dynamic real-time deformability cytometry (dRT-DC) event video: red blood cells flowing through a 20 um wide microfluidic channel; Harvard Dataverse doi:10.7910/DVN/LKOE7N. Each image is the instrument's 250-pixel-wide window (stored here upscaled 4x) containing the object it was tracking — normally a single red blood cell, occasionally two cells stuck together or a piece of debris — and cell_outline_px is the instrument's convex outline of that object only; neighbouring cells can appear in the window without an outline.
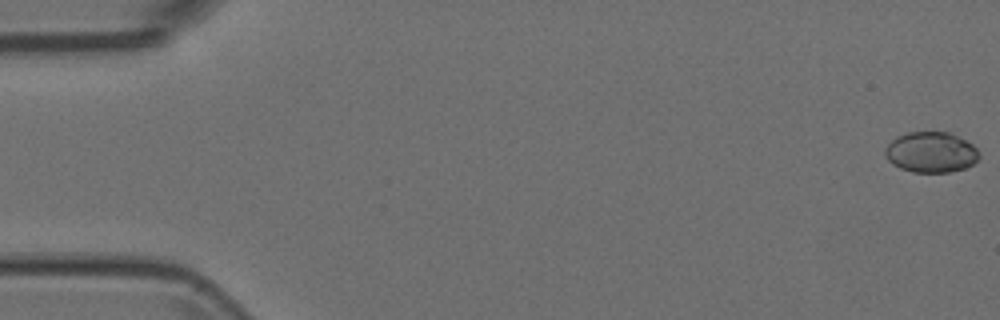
{"species": "Egyptian fruit bat (a non-hibernating species)", "species_latin": "Rousettus aegyptiacus", "temperature_condition": "room temperature", "stored_images_in_passage": 50, "camera_frame_rate_fps": 3000, "um_per_image_px": 0.085, "animal": {"sex": "female"}, "frame": {"image": 1, "passage_image": 1, "time_ms": 0.0, "image_size_px": [1000, 320], "cell_outline_px": [[980, 156], [972, 164], [964, 168], [948, 172], [912, 172], [900, 168], [892, 164], [884, 156], [884, 148], [896, 136], [908, 132], [948, 132], [972, 144], [980, 152]], "centroid_in_image_um": [79.1, 12.94], "position_along_channel_um": 5.9, "area_um2": 22.25}}
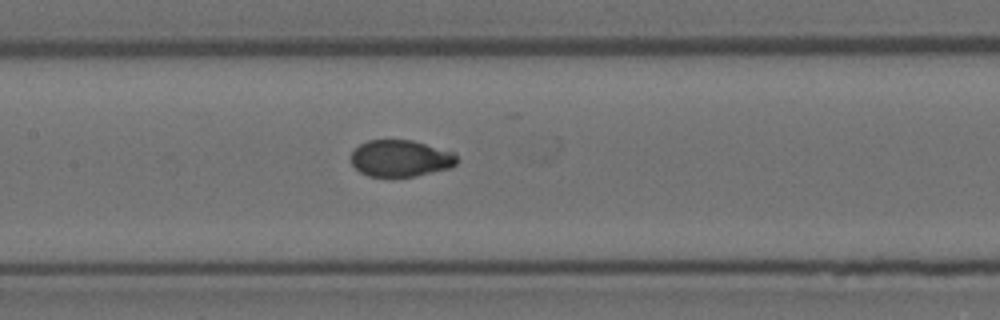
{"frame": {"image": 2, "passage_image": 26, "time_ms": 8.333, "image_size_px": [1000, 320], "cell_outline_px": [[460, 160], [456, 164], [448, 168], [416, 176], [368, 176], [360, 172], [352, 164], [352, 152], [360, 144], [368, 140], [412, 140], [452, 152]], "centroid_in_image_um": [34.04, 13.46], "position_along_channel_um": 173.4, "area_um2": 22.37}}
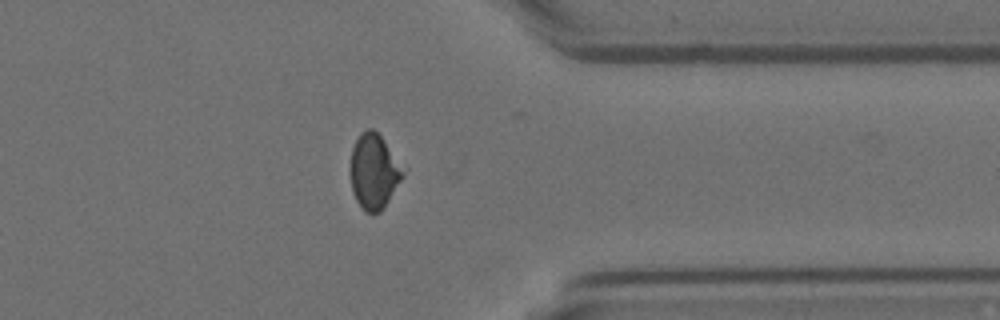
{"frame": {"image": 3, "passage_image": 43, "time_ms": 14.0, "image_size_px": [1000, 320], "cell_outline_px": [[404, 172], [400, 180], [384, 208], [380, 212], [364, 212], [360, 208], [352, 192], [348, 168], [352, 148], [360, 132], [368, 128], [372, 128], [380, 136]], "centroid_in_image_um": [31.69, 14.6], "position_along_channel_um": 379.7, "area_um2": 22.72}}